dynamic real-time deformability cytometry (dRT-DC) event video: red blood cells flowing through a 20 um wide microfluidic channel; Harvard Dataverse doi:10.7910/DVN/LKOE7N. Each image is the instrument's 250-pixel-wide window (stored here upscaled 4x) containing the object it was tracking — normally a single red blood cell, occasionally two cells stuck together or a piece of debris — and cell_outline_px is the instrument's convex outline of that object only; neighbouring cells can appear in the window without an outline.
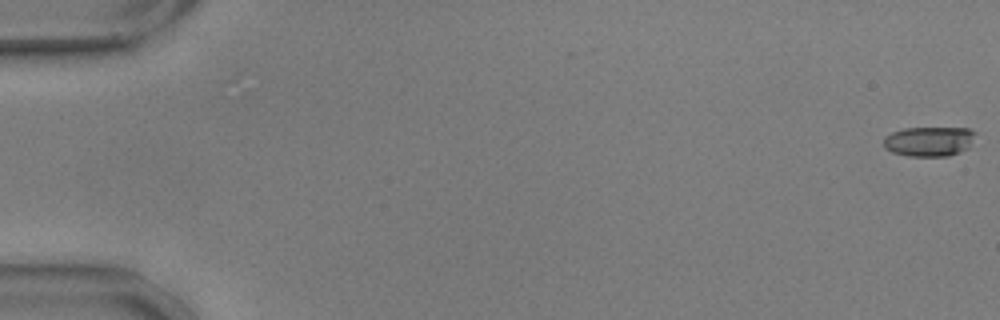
{"species": "common noctule bat (a hibernating species)", "species_latin": "Nyctalus noctula", "temperature_condition": "warm", "stored_images_in_passage": 57, "camera_frame_rate_fps": 3000, "um_per_image_px": 0.085, "animal": {"sex": "male", "body_mass_g": 17.9, "forearm_length_mm": 54.2}, "frame": {"image": 1, "passage_image": 1, "time_ms": 0.0, "image_size_px": [1000, 320], "cell_outline_px": [[976, 132], [968, 148], [960, 152], [948, 156], [908, 156], [892, 152], [884, 148], [884, 136], [892, 132], [904, 128], [968, 128]], "centroid_in_image_um": [78.95, 12.02], "position_along_channel_um": 6.0, "area_um2": 15.95}}
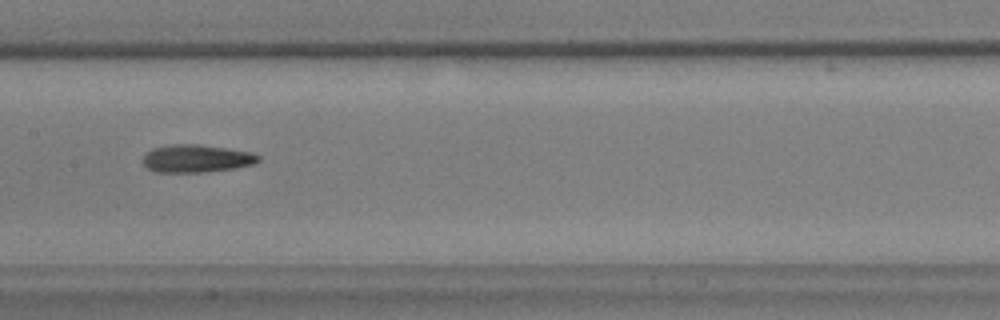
{"frame": {"image": 2, "passage_image": 30, "time_ms": 9.667, "image_size_px": [1000, 320], "cell_outline_px": [[260, 160], [256, 164], [236, 168], [204, 172], [156, 172], [148, 168], [144, 164], [144, 156], [152, 148], [172, 144], [200, 144], [252, 152], [260, 156]], "centroid_in_image_um": [16.75, 13.47], "position_along_channel_um": 190.7, "area_um2": 18.73}}
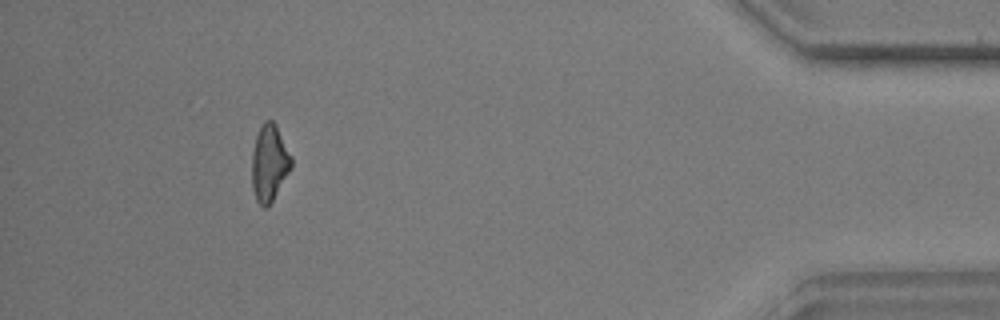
{"frame": {"image": 3, "passage_image": 53, "time_ms": 17.333, "image_size_px": [1000, 320], "cell_outline_px": [[292, 168], [268, 208], [264, 208], [256, 200], [252, 188], [252, 152], [256, 136], [264, 120], [272, 120], [276, 124], [292, 156]], "centroid_in_image_um": [22.9, 13.87], "position_along_channel_um": 412.3, "area_um2": 17.8}, "authors_computed_cell_mechanics": {"area_um2": 17.8602, "velocity_mm_per_s": 3.6076, "shape_relaxation_time_tau1_ms": 5.2199, "shape_relaxation_time_tau2_ms": 5.497, "deformation_change_tau1": 0.1578, "deformation_change_tau2": 0.1536}}